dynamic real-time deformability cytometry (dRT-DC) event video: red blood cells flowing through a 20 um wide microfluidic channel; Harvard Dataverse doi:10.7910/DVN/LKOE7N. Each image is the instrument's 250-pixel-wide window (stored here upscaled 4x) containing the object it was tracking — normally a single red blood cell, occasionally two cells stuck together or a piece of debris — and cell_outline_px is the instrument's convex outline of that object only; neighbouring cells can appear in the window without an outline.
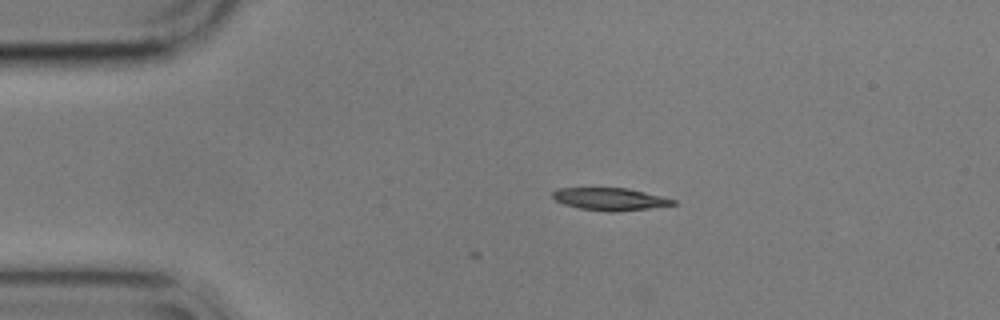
{"species": "common noctule bat (a hibernating species)", "species_latin": "Nyctalus noctula", "temperature_condition": "cold", "stored_images_in_passage": 4, "camera_frame_rate_fps": 3000, "um_per_image_px": 0.085, "animal": {"sex": "male", "body_mass_g": 17.9}, "frame": {"image": 1, "passage_image": 1, "time_ms": 0.0, "image_size_px": [1000, 320], "cell_outline_px": [[676, 204], [648, 208], [616, 212], [608, 212], [580, 208], [564, 204], [556, 200], [552, 196], [552, 192], [556, 188], [628, 188], [676, 200]], "centroid_in_image_um": [51.82, 16.92], "position_along_channel_um": 33.2, "area_um2": 15.61}}